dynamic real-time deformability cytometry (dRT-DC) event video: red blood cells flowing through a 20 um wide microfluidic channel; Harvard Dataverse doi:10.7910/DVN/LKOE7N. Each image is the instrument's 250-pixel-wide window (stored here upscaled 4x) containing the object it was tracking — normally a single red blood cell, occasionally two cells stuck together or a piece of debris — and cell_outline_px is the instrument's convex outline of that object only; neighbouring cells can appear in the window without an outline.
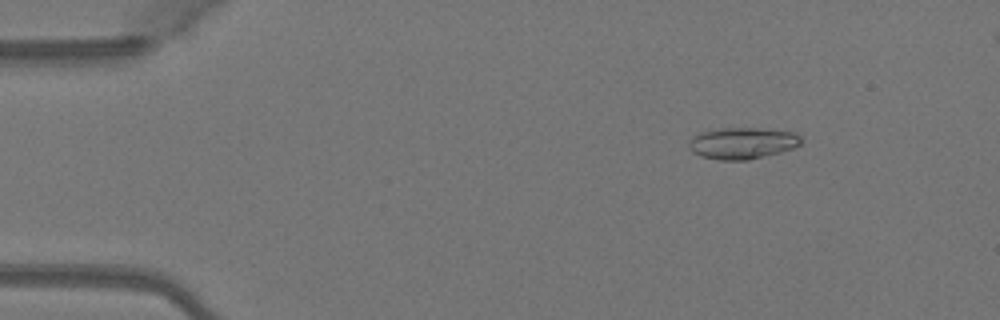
{"species": "Egyptian fruit bat (a non-hibernating species)", "species_latin": "Rousettus aegyptiacus", "temperature_condition": "warm", "stored_images_in_passage": 50, "camera_frame_rate_fps": 3000, "um_per_image_px": 0.085, "animal": {"sex": "female"}, "frame": {"image": 1, "passage_image": 7, "time_ms": 2.0, "image_size_px": [1000, 320], "cell_outline_px": [[800, 144], [792, 148], [780, 152], [748, 160], [720, 160], [700, 156], [692, 152], [688, 148], [688, 140], [692, 136], [700, 132], [720, 128], [756, 128], [796, 132], [800, 136]], "centroid_in_image_um": [63.04, 12.16], "position_along_channel_um": 22.0, "area_um2": 20.69}}
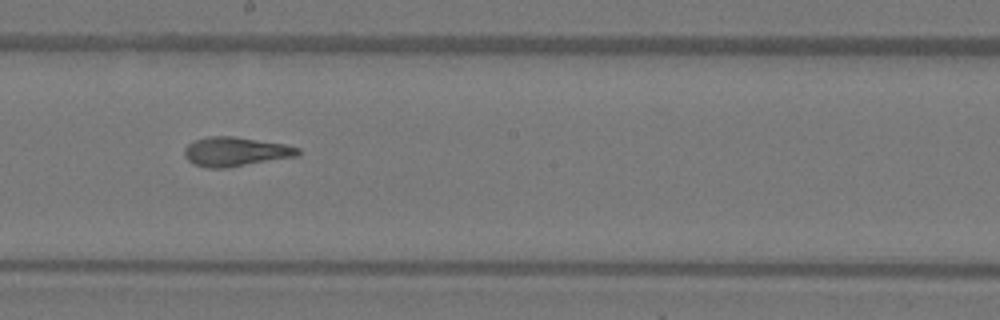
{"frame": {"image": 2, "passage_image": 28, "time_ms": 9.0, "image_size_px": [1000, 320], "cell_outline_px": [[300, 156], [228, 168], [208, 168], [192, 164], [184, 156], [184, 148], [188, 144], [196, 140], [208, 136], [232, 136], [284, 144], [300, 148]], "centroid_in_image_um": [20.03, 12.91], "position_along_channel_um": 228.2, "area_um2": 19.54}}
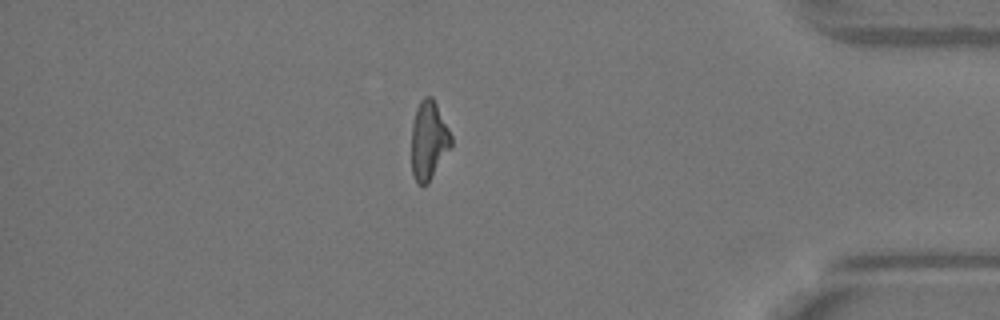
{"frame": {"image": 3, "passage_image": 43, "time_ms": 14.0, "image_size_px": [1000, 320], "cell_outline_px": [[452, 144], [428, 184], [416, 184], [412, 176], [412, 124], [416, 108], [420, 100], [424, 96], [432, 96], [452, 136]], "centroid_in_image_um": [36.42, 11.94], "position_along_channel_um": 398.8, "area_um2": 18.09}}